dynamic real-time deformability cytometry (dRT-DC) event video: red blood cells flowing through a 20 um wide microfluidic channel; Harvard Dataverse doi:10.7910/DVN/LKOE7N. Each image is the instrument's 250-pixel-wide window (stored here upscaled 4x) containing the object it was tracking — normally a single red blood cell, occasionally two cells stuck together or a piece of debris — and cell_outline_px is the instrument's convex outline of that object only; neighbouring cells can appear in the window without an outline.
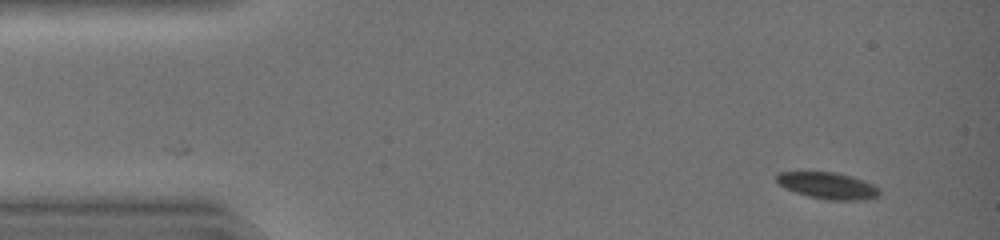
{"species": "common noctule bat (a hibernating species)", "species_latin": "Nyctalus noctula", "temperature_condition": "warm", "stored_images_in_passage": 42, "camera_frame_rate_fps": 3000, "um_per_image_px": 0.085, "animal": {"sex": "female", "body_mass_g": 19.0, "forearm_length_mm": 51.5}, "frame": {"image": 1, "passage_image": 1, "time_ms": 0.0, "image_size_px": [1000, 240], "cell_outline_px": [[880, 196], [864, 200], [828, 200], [808, 196], [784, 188], [776, 180], [776, 176], [780, 172], [836, 172], [852, 176], [872, 184], [880, 188]], "centroid_in_image_um": [70.4, 15.78], "position_along_channel_um": 14.6, "area_um2": 15.95}}
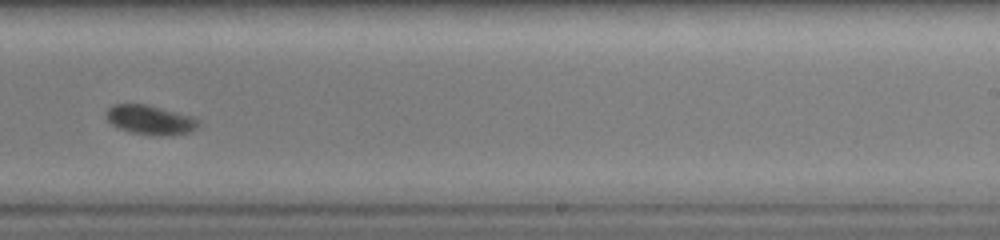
{"frame": {"image": 2, "passage_image": 26, "time_ms": 8.333, "image_size_px": [1000, 240], "cell_outline_px": [[200, 128], [188, 132], [172, 136], [152, 136], [128, 132], [116, 128], [104, 116], [108, 108], [112, 104], [148, 104], [192, 116], [200, 120]], "centroid_in_image_um": [12.78, 10.21], "position_along_channel_um": 276.2, "area_um2": 16.36}}
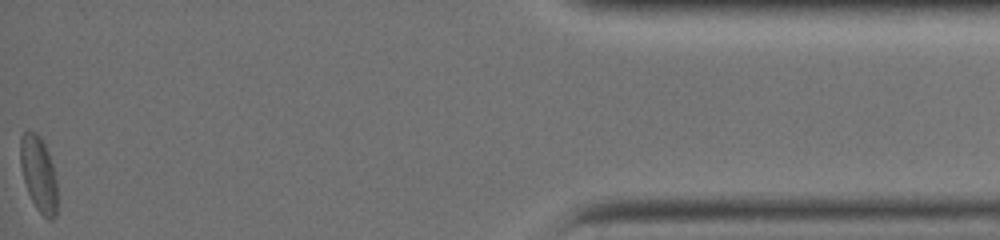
{"frame": {"image": 3, "passage_image": 42, "time_ms": 13.667, "image_size_px": [1000, 240], "cell_outline_px": [[56, 216], [52, 220], [48, 220], [36, 208], [28, 192], [24, 180], [20, 164], [20, 136], [24, 132], [36, 132], [40, 136], [48, 152], [52, 164], [56, 180]], "centroid_in_image_um": [3.27, 14.78], "position_along_channel_um": 431.9, "area_um2": 16.07}, "authors_computed_cell_mechanics": {"area_um2": 16.184, "velocity_mm_per_s": 4.3504, "shape_relaxation_time_tau1_ms": 2.9474, "shape_relaxation_time_tau2_ms": null, "deformation_change_tau1": 0.0981, "deformation_change_tau2": null}}